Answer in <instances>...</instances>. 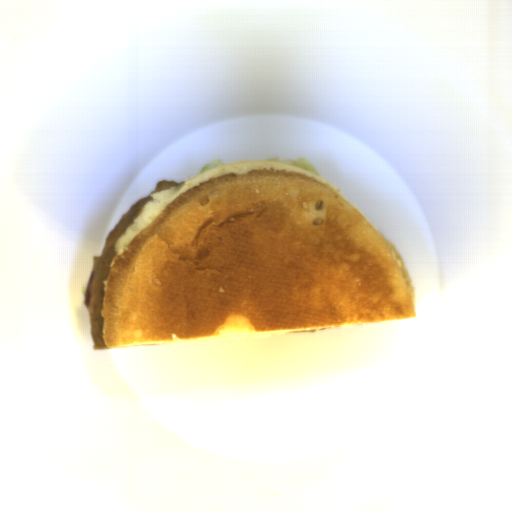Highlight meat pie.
Returning <instances> with one entry per match:
<instances>
[{
	"label": "meat pie",
	"mask_w": 512,
	"mask_h": 512,
	"mask_svg": "<svg viewBox=\"0 0 512 512\" xmlns=\"http://www.w3.org/2000/svg\"><path fill=\"white\" fill-rule=\"evenodd\" d=\"M184 181L160 180L157 182L154 190L146 197H141L131 205L129 211L122 215L113 230H110L105 238L100 256L93 258L91 274L84 293V302L88 310L90 321V334L93 340L92 348L94 350L109 349L104 342V323L105 319L101 317V311L104 305L105 291L104 282L111 273V263L114 256L116 241L125 233L129 224L133 223L139 211L153 200L150 195L159 190L171 188L172 186H181Z\"/></svg>",
	"instance_id": "1"
}]
</instances>
